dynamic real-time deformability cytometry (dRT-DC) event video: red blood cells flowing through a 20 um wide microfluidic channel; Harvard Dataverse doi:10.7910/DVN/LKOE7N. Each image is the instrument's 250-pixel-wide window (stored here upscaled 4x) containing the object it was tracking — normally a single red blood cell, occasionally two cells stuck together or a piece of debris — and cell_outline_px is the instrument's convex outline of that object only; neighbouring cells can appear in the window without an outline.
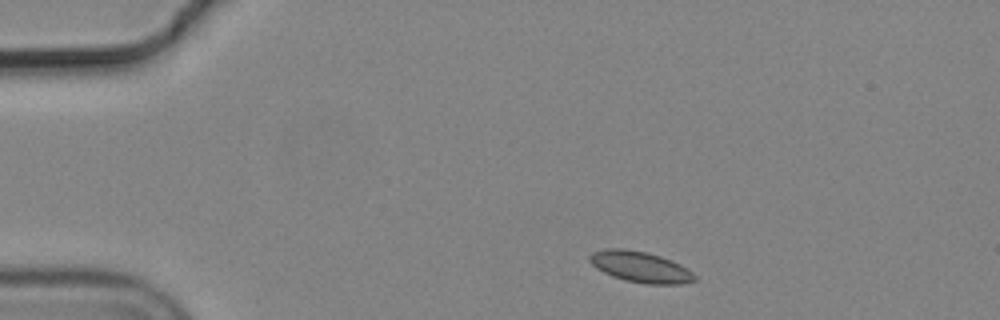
{"species": "common noctule bat (a hibernating species)", "species_latin": "Nyctalus noctula", "temperature_condition": "cold", "stored_images_in_passage": 2, "camera_frame_rate_fps": 3000, "um_per_image_px": 0.085, "animal": {"sex": "male", "body_mass_g": 19.2, "forearm_length_mm": 51.8}, "frame": {"image": 1, "passage_image": 1, "time_ms": 0.0, "image_size_px": [1000, 320], "cell_outline_px": [[696, 280], [680, 284], [644, 284], [624, 280], [612, 276], [596, 268], [588, 260], [588, 256], [592, 252], [604, 248], [624, 248], [648, 252], [660, 256], [692, 272], [696, 276]], "centroid_in_image_um": [54.36, 22.68], "position_along_channel_um": 30.6, "area_um2": 18.84}}